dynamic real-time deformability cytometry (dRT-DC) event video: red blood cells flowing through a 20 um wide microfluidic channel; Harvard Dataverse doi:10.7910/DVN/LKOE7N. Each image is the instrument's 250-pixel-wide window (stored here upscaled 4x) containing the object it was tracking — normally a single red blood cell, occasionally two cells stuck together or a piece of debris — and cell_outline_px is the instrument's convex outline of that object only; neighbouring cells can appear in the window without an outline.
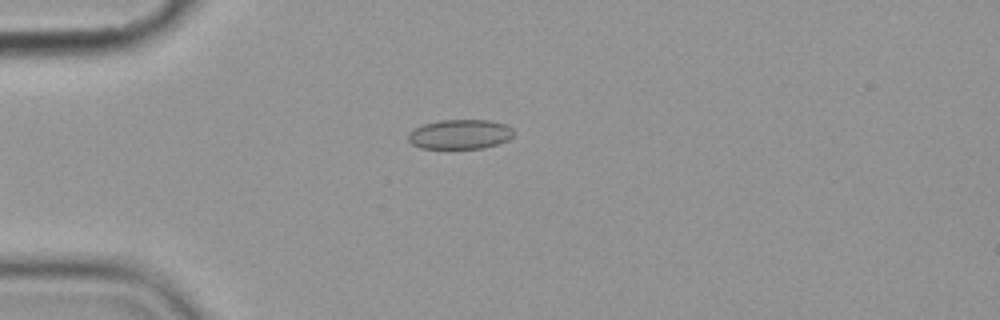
{"species": "common noctule bat (a hibernating species)", "species_latin": "Nyctalus noctula", "temperature_condition": "cold", "stored_images_in_passage": 6, "camera_frame_rate_fps": 3000, "um_per_image_px": 0.085, "animal": {"sex": "female", "body_mass_g": 19.9}, "frame": {"image": 1, "passage_image": 4, "time_ms": 4.333, "image_size_px": [1000, 320], "cell_outline_px": [[512, 136], [508, 140], [484, 148], [420, 148], [412, 144], [408, 140], [408, 132], [424, 124], [440, 120], [488, 120], [504, 124], [512, 128]], "centroid_in_image_um": [39.08, 11.41], "position_along_channel_um": 45.9, "area_um2": 18.03}}
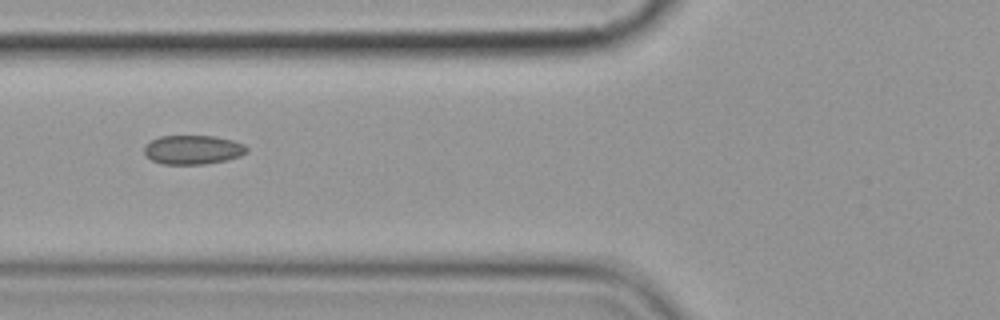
{"frame": {"image": 2, "passage_image": 6, "time_ms": 6.667, "image_size_px": [1000, 320], "cell_outline_px": [[248, 152], [240, 156], [228, 160], [204, 164], [164, 164], [152, 160], [144, 152], [144, 148], [152, 140], [160, 136], [216, 136], [232, 140], [244, 144], [248, 148]], "centroid_in_image_um": [16.45, 12.73], "position_along_channel_um": 109.4, "area_um2": 17.34}}